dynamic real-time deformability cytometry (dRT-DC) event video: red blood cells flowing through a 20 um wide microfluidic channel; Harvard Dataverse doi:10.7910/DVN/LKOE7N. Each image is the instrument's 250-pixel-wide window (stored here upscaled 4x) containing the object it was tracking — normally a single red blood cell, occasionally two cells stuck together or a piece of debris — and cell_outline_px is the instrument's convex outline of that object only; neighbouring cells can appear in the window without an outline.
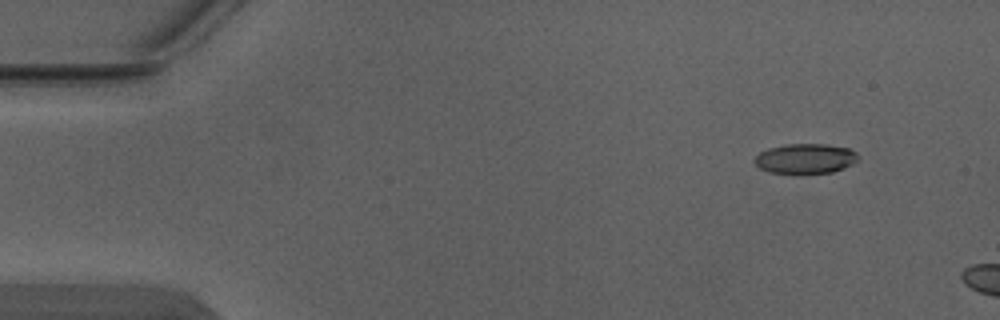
{"species": "Egyptian fruit bat (a non-hibernating species)", "species_latin": "Rousettus aegyptiacus", "temperature_condition": "warm", "stored_images_in_passage": 3, "camera_frame_rate_fps": 3000, "um_per_image_px": 0.085, "animal": {"sex": "male"}, "frame": {"image": 1, "passage_image": 1, "time_ms": 0.0, "image_size_px": [1000, 320], "cell_outline_px": [[860, 156], [852, 164], [832, 172], [768, 172], [760, 168], [752, 160], [760, 152], [768, 148], [784, 144], [824, 144], [848, 148], [856, 152]], "centroid_in_image_um": [68.44, 13.45], "position_along_channel_um": 16.6, "area_um2": 17.74}}